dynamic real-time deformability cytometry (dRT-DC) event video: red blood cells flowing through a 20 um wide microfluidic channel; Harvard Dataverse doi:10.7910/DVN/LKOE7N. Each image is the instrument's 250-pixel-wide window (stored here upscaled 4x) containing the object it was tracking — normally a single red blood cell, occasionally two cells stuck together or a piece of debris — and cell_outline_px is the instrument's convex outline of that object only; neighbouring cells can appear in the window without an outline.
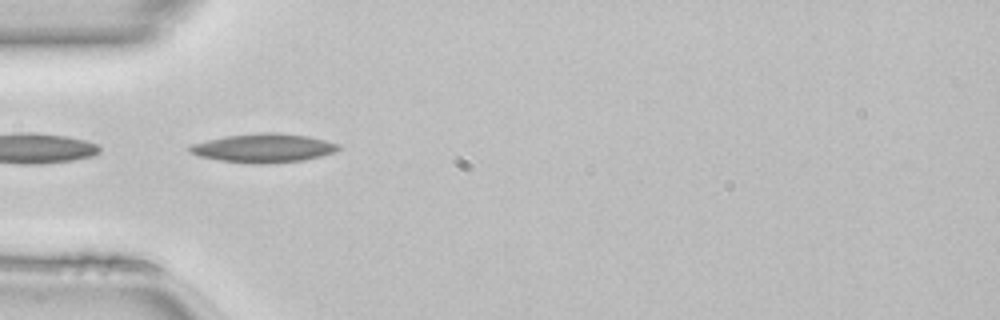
{"species": "common noctule bat (a hibernating species)", "species_latin": "Nyctalus noctula", "temperature_condition": "room temperature", "stored_images_in_passage": 49, "camera_frame_rate_fps": 3000, "um_per_image_px": 0.085, "animal": {"sex": "female", "body_mass_g": 22.7, "forearm_length_mm": 54.2}, "frame": {"image": 1, "passage_image": 15, "time_ms": 4.667, "image_size_px": [1000, 320], "cell_outline_px": [[340, 148], [336, 152], [304, 160], [268, 164], [252, 164], [220, 160], [200, 156], [188, 152], [188, 144], [228, 136], [260, 132], [276, 132], [308, 136], [340, 144]], "centroid_in_image_um": [22.4, 12.59], "position_along_channel_um": 62.6, "area_um2": 25.09}, "authors_computed_cell_mechanics": {"area_um2": 22.0796, "velocity_mm_per_s": 4.1606, "shape_relaxation_time_tau1_ms": 7.85, "shape_relaxation_time_tau2_ms": null, "deformation_change_tau1": 0.1909, "deformation_change_tau2": null}}